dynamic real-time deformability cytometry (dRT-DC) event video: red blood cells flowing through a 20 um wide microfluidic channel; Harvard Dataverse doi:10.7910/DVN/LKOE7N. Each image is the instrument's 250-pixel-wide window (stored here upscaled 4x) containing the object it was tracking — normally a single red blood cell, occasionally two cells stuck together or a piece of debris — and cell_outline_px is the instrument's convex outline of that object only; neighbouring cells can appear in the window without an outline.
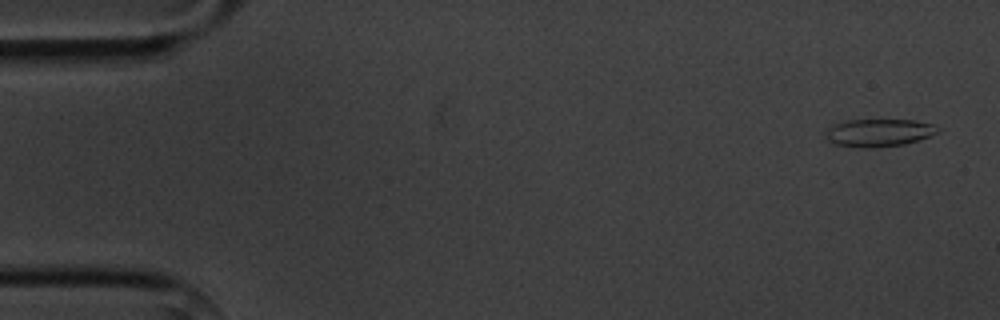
{"species": "common noctule bat (a hibernating species)", "species_latin": "Nyctalus noctula", "temperature_condition": "cold", "stored_images_in_passage": 4, "camera_frame_rate_fps": 3000, "um_per_image_px": 0.085, "animal": {"sex": "male", "body_mass_g": 20.1, "forearm_length_mm": 53.5}, "frame": {"image": 1, "passage_image": 1, "time_ms": 0.0, "image_size_px": [1000, 320], "cell_outline_px": [[940, 132], [904, 144], [880, 148], [860, 148], [832, 144], [824, 136], [824, 132], [828, 128], [836, 124], [848, 120], [912, 120], [932, 124], [940, 128]], "centroid_in_image_um": [74.66, 11.3], "position_along_channel_um": 10.3, "area_um2": 18.21}}